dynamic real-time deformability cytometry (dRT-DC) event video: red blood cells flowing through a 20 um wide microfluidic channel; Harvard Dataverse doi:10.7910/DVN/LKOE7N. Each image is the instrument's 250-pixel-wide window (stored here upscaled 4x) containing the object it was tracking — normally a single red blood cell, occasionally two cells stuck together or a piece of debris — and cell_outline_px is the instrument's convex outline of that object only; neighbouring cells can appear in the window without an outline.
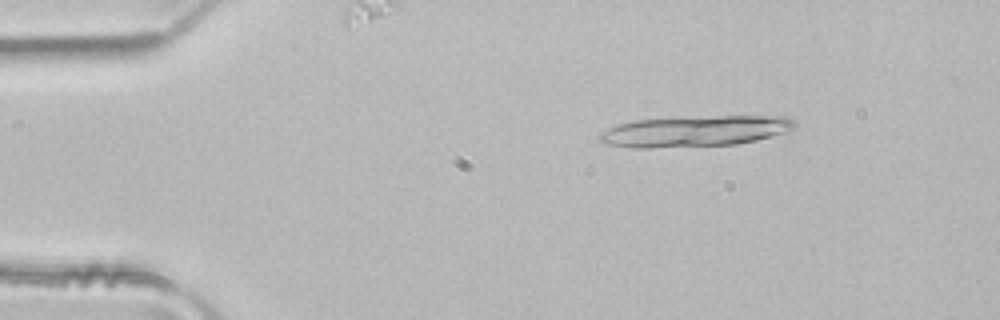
{"species": "common noctule bat (a hibernating species)", "species_latin": "Nyctalus noctula", "temperature_condition": "room temperature", "stored_images_in_passage": 3, "camera_frame_rate_fps": 3000, "um_per_image_px": 0.085, "animal": {"sex": "male", "body_mass_g": 21.5, "forearm_length_mm": 52.0}, "frame": {"image": 1, "passage_image": 1, "time_ms": 0.0, "image_size_px": [1000, 320], "cell_outline_px": [[796, 124], [792, 132], [756, 140], [736, 144], [652, 148], [632, 148], [608, 144], [596, 140], [600, 132], [616, 124], [636, 120], [716, 116], [788, 116], [796, 120]], "centroid_in_image_um": [59.11, 11.15], "position_along_channel_um": 25.9, "area_um2": 35.49}}